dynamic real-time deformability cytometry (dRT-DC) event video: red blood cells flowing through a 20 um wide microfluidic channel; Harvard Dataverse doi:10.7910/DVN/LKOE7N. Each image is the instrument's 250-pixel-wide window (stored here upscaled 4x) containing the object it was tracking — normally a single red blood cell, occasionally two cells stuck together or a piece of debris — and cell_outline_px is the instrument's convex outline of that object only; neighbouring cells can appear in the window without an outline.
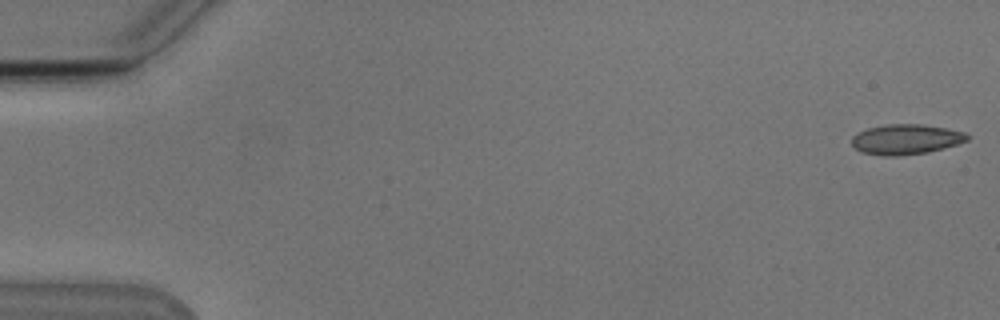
{"species": "Egyptian fruit bat (a non-hibernating species)", "species_latin": "Rousettus aegyptiacus", "temperature_condition": "cold", "stored_images_in_passage": 13, "camera_frame_rate_fps": 3000, "um_per_image_px": 0.085, "animal": {"sex": "male"}, "frame": {"image": 1, "passage_image": 1, "time_ms": 0.0, "image_size_px": [1000, 320], "cell_outline_px": [[968, 140], [944, 148], [928, 152], [900, 156], [884, 156], [860, 152], [852, 144], [852, 136], [868, 128], [888, 124], [920, 124], [944, 128], [964, 132], [968, 136]], "centroid_in_image_um": [76.98, 11.85], "position_along_channel_um": 8.0, "area_um2": 20.11}}